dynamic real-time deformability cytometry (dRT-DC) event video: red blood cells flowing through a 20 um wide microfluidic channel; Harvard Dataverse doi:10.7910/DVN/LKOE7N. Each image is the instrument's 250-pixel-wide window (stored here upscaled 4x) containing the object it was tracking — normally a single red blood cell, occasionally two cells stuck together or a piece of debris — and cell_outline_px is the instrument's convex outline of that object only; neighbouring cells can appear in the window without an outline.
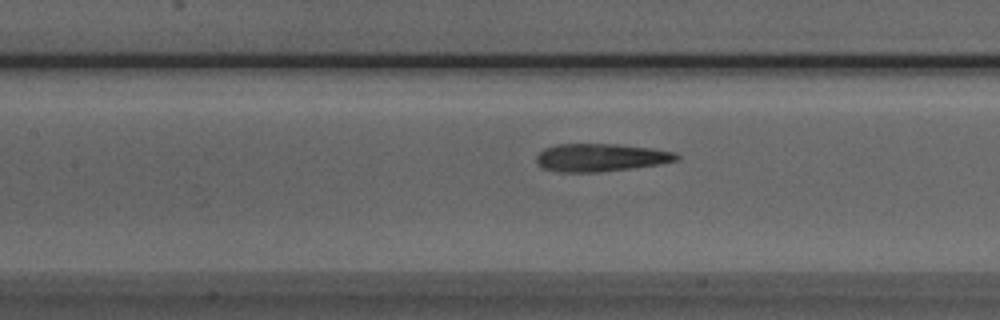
{"species": "Egyptian fruit bat (a non-hibernating species)", "species_latin": "Rousettus aegyptiacus", "temperature_condition": "room temperature", "stored_images_in_passage": 40, "camera_frame_rate_fps": 3000, "um_per_image_px": 0.085, "animal": {"sex": "male"}, "frame": {"image": 1, "passage_image": 11, "time_ms": 3.333, "image_size_px": [1000, 320], "cell_outline_px": [[680, 160], [632, 168], [600, 172], [560, 172], [540, 168], [536, 160], [536, 156], [544, 148], [556, 144], [616, 144], [652, 148], [676, 152], [680, 156]], "centroid_in_image_um": [51.05, 13.39], "position_along_channel_um": 156.4, "area_um2": 22.89}}
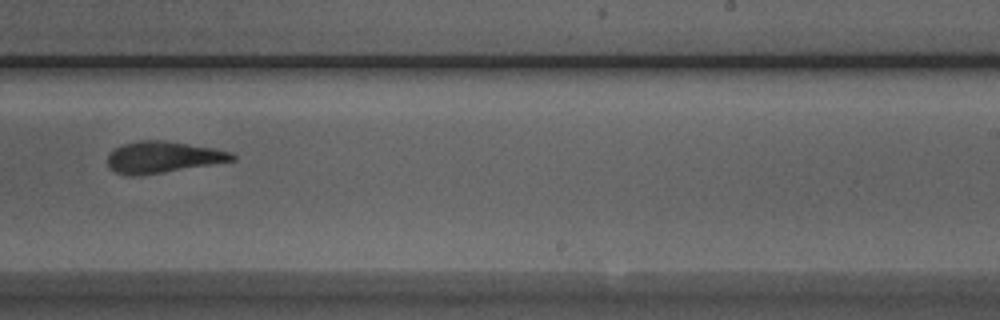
{"frame": {"image": 2, "passage_image": 20, "time_ms": 6.333, "image_size_px": [1000, 320], "cell_outline_px": [[236, 160], [160, 172], [132, 176], [116, 172], [108, 164], [108, 156], [120, 144], [140, 140], [164, 140], [212, 148], [232, 152], [236, 156]], "centroid_in_image_um": [13.85, 13.33], "position_along_channel_um": 275.2, "area_um2": 22.31}}
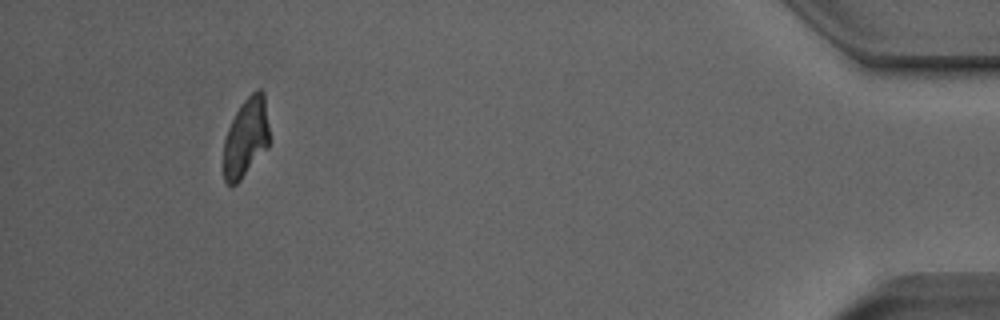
{"frame": {"image": 3, "passage_image": 36, "time_ms": 11.667, "image_size_px": [1000, 320], "cell_outline_px": [[268, 148], [240, 180], [236, 184], [228, 184], [224, 180], [224, 140], [228, 128], [240, 104], [256, 88], [260, 88], [264, 92], [268, 124]], "centroid_in_image_um": [20.91, 11.66], "position_along_channel_um": 414.3, "area_um2": 21.04}, "authors_computed_cell_mechanics": {"area_um2": 22.9466, "velocity_mm_per_s": 3.9682, "shape_relaxation_time_tau1_ms": 7.9967, "shape_relaxation_time_tau2_ms": 2.1044, "deformation_change_tau1": 0.2775, "deformation_change_tau2": 0.0826}}